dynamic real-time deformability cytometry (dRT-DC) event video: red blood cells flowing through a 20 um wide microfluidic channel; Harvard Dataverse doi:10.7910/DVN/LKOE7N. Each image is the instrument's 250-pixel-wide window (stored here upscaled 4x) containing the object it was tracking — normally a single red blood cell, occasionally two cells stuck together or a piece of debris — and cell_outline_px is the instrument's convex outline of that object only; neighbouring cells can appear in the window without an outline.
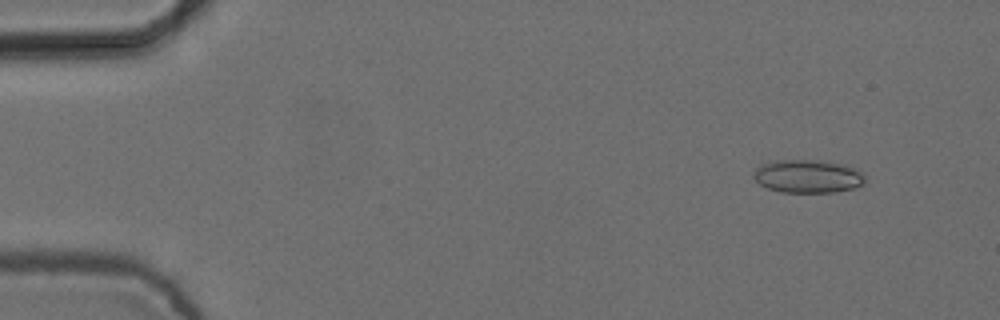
{"species": "common noctule bat (a hibernating species)", "species_latin": "Nyctalus noctula", "temperature_condition": "cold", "stored_images_in_passage": 5, "camera_frame_rate_fps": 3000, "um_per_image_px": 0.085, "animal": {"sex": "female", "body_mass_g": 24.6, "forearm_length_mm": 56.2}, "frame": {"image": 1, "passage_image": 2, "time_ms": 0.333, "image_size_px": [1000, 320], "cell_outline_px": [[864, 184], [852, 188], [836, 192], [780, 192], [768, 188], [760, 184], [752, 176], [752, 172], [760, 164], [772, 160], [820, 160], [840, 164], [856, 168], [864, 172]], "centroid_in_image_um": [68.64, 14.97], "position_along_channel_um": 16.4, "area_um2": 21.73}}